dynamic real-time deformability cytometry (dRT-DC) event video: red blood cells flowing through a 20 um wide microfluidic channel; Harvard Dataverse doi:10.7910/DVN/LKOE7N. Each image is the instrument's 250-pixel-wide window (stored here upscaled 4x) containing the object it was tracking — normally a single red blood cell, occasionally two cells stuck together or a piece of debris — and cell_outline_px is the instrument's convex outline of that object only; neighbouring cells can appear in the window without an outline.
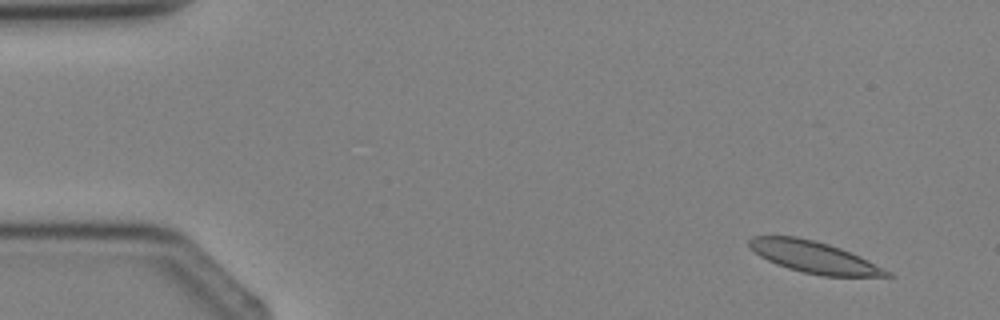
{"species": "Egyptian fruit bat (a non-hibernating species)", "species_latin": "Rousettus aegyptiacus", "temperature_condition": "cold", "stored_images_in_passage": 3, "camera_frame_rate_fps": 3000, "um_per_image_px": 0.085, "animal": {"sex": "female"}, "frame": {"image": 1, "passage_image": 1, "time_ms": 0.0, "image_size_px": [1000, 320], "cell_outline_px": [[896, 276], [820, 276], [788, 268], [776, 264], [760, 256], [748, 244], [748, 240], [752, 236], [796, 236], [828, 244], [840, 248], [860, 256], [892, 272]], "centroid_in_image_um": [69.21, 21.86], "position_along_channel_um": 15.8, "area_um2": 25.14}}
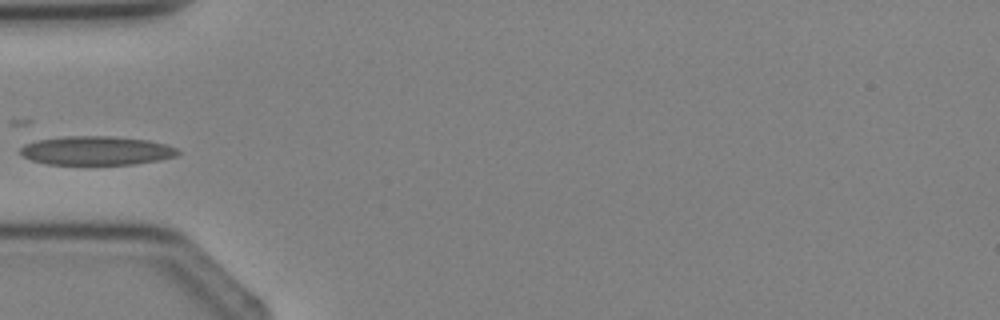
{"frame": {"image": 2, "passage_image": 3, "time_ms": 3.333, "image_size_px": [1000, 320], "cell_outline_px": [[180, 152], [176, 156], [156, 160], [132, 164], [48, 164], [32, 160], [24, 156], [20, 152], [20, 148], [24, 144], [36, 140], [64, 136], [108, 136], [148, 140], [168, 144], [176, 148]], "centroid_in_image_um": [8.18, 12.79], "position_along_channel_um": 76.8, "area_um2": 26.36}}